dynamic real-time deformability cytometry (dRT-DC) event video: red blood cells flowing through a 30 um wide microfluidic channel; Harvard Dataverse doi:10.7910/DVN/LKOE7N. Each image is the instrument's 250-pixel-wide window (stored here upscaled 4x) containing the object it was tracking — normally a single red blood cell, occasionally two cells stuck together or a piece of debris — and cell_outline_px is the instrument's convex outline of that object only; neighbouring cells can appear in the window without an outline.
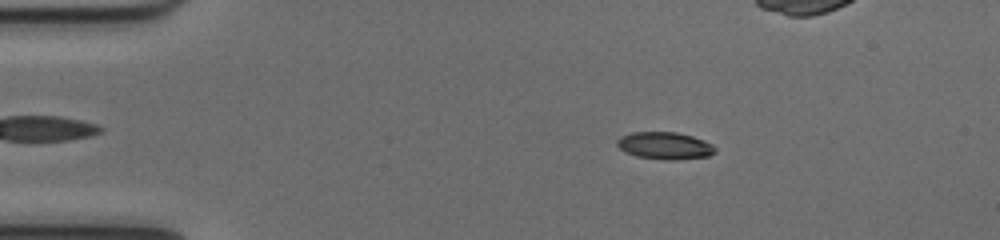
{"species": "common noctule bat (a hibernating species)", "species_latin": "Nyctalus noctula", "temperature_condition": "cold", "stored_images_in_passage": 45, "segment_of_instrument_passage": [1, 2], "camera_frame_rate_fps": 3000, "um_per_image_px": 0.085, "animal": {"sex": "female", "body_mass_g": 17.0, "forearm_length_mm": 48.0}, "frame": {"image": 1, "passage_image": 2, "time_ms": 0.333, "image_size_px": [1000, 240], "cell_outline_px": [[716, 152], [708, 156], [676, 160], [664, 160], [636, 156], [620, 148], [616, 144], [616, 140], [620, 136], [632, 132], [676, 132], [692, 136], [704, 140], [712, 144], [716, 148]], "centroid_in_image_um": [56.52, 12.38], "position_along_channel_um": 28.5, "area_um2": 15.61}}
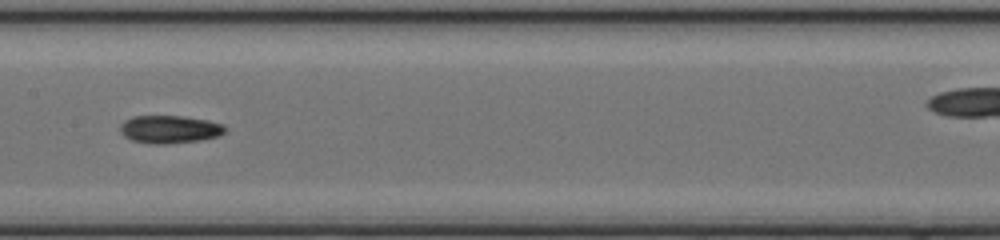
{"frame": {"image": 2, "passage_image": 19, "time_ms": 6.0, "image_size_px": [1000, 240], "cell_outline_px": [[228, 128], [220, 136], [200, 140], [164, 144], [148, 144], [132, 140], [124, 136], [120, 132], [120, 124], [124, 120], [132, 116], [184, 116], [208, 120], [224, 124]], "centroid_in_image_um": [14.43, 10.99], "position_along_channel_um": 193.0, "area_um2": 17.28}}
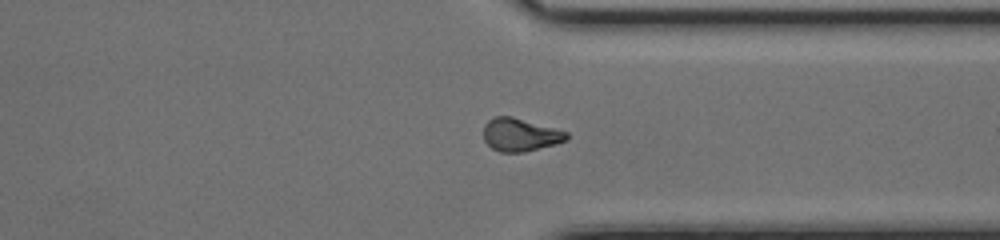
{"frame": {"image": 3, "passage_image": 32, "time_ms": 10.333, "image_size_px": [1000, 240], "cell_outline_px": [[568, 140], [556, 144], [524, 152], [500, 152], [492, 148], [484, 140], [484, 124], [488, 120], [496, 116], [512, 116], [568, 132]], "centroid_in_image_um": [44.22, 11.45], "position_along_channel_um": 367.2, "area_um2": 15.95}}